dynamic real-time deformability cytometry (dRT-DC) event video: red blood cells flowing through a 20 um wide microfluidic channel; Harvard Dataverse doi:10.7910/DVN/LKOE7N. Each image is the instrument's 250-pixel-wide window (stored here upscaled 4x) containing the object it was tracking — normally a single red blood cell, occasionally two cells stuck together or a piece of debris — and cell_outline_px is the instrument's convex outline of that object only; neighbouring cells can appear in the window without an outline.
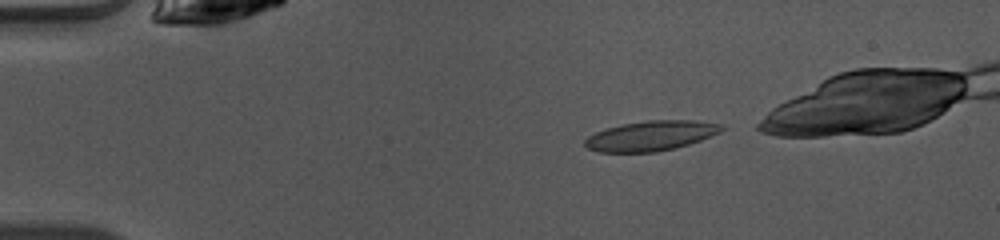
{"species": "common noctule bat (a hibernating species)", "species_latin": "Nyctalus noctula", "temperature_condition": "warm", "stored_images_in_passage": 37, "camera_frame_rate_fps": 3000, "um_per_image_px": 0.085, "animal": {"sex": "female", "body_mass_g": 10.0, "forearm_length_mm": 53.1}, "frame": {"image": 1, "passage_image": 3, "time_ms": 0.667, "image_size_px": [1000, 240], "cell_outline_px": [[724, 128], [720, 132], [700, 140], [688, 144], [656, 152], [596, 152], [588, 148], [584, 144], [584, 140], [588, 136], [596, 132], [620, 124], [648, 120], [692, 120], [724, 124]], "centroid_in_image_um": [55.31, 11.53], "position_along_channel_um": 29.7, "area_um2": 23.76}}
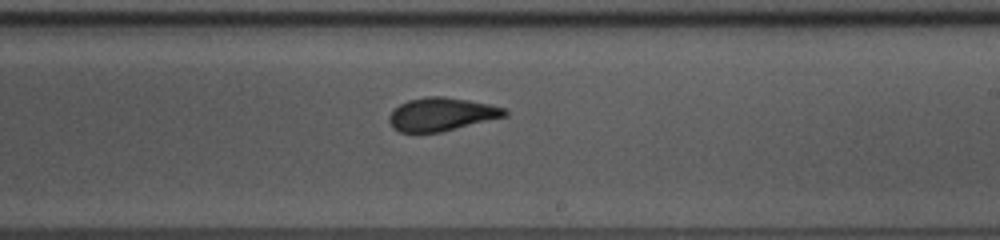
{"frame": {"image": 2, "passage_image": 23, "time_ms": 7.333, "image_size_px": [1000, 240], "cell_outline_px": [[508, 116], [440, 132], [400, 132], [392, 128], [388, 120], [388, 116], [400, 104], [408, 100], [428, 96], [444, 96], [468, 100], [488, 104], [504, 108], [508, 112]], "centroid_in_image_um": [37.52, 9.71], "position_along_channel_um": 251.5, "area_um2": 22.31}}
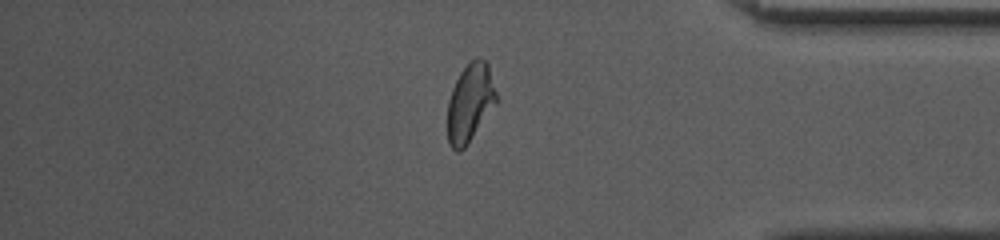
{"frame": {"image": 3, "passage_image": 35, "time_ms": 11.333, "image_size_px": [1000, 240], "cell_outline_px": [[496, 104], [464, 148], [460, 152], [456, 152], [448, 144], [448, 100], [452, 88], [460, 72], [472, 60], [488, 60], [496, 92]], "centroid_in_image_um": [39.95, 8.75], "position_along_channel_um": 395.3, "area_um2": 22.02}}